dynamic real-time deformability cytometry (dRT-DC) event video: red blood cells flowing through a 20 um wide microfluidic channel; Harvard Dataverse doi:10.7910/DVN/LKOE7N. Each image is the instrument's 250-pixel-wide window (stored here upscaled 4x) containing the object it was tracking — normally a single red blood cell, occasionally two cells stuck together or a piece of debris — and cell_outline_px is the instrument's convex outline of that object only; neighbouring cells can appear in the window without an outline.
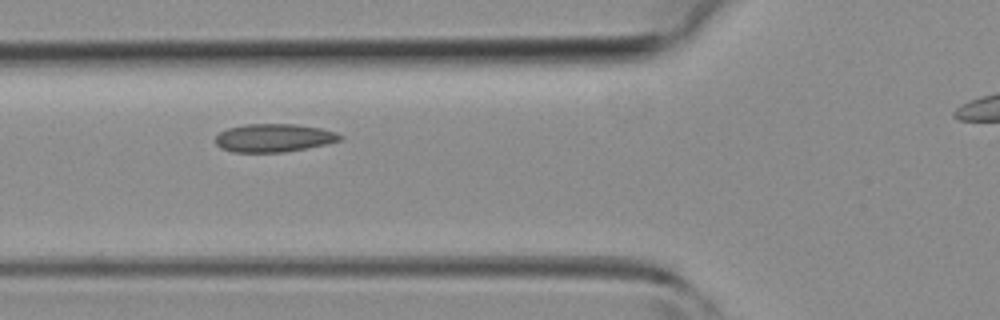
{"species": "common noctule bat (a hibernating species)", "species_latin": "Nyctalus noctula", "temperature_condition": "room temperature", "stored_images_in_passage": 5, "camera_frame_rate_fps": 3000, "um_per_image_px": 0.085, "animal": {"sex": "female", "body_mass_g": 19.3, "forearm_length_mm": 54.1}, "frame": {"image": 1, "passage_image": 4, "time_ms": 3.667, "image_size_px": [1000, 320], "cell_outline_px": [[344, 140], [328, 144], [308, 148], [284, 152], [232, 152], [220, 148], [216, 144], [216, 136], [220, 132], [228, 128], [244, 124], [296, 124], [320, 128], [336, 132], [344, 136]], "centroid_in_image_um": [23.32, 11.72], "position_along_channel_um": 102.5, "area_um2": 20.69}}
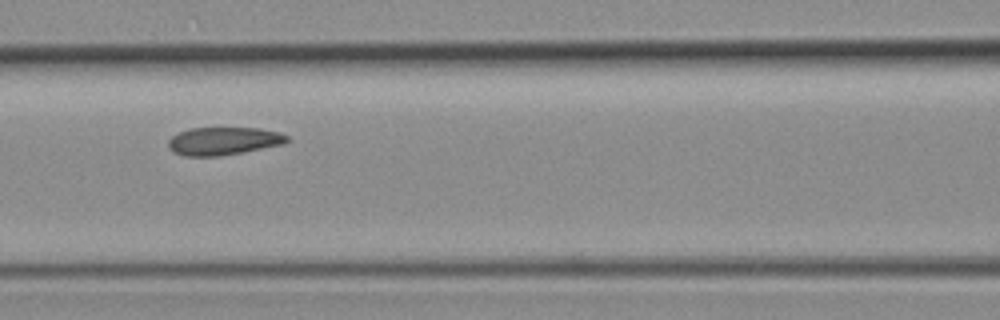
{"frame": {"image": 2, "passage_image": 5, "time_ms": 4.667, "image_size_px": [1000, 320], "cell_outline_px": [[292, 140], [284, 144], [244, 152], [220, 156], [184, 156], [172, 152], [168, 148], [168, 140], [172, 136], [180, 132], [192, 128], [260, 128], [280, 132], [288, 136]], "centroid_in_image_um": [19.03, 11.99], "position_along_channel_um": 147.6, "area_um2": 19.54}}